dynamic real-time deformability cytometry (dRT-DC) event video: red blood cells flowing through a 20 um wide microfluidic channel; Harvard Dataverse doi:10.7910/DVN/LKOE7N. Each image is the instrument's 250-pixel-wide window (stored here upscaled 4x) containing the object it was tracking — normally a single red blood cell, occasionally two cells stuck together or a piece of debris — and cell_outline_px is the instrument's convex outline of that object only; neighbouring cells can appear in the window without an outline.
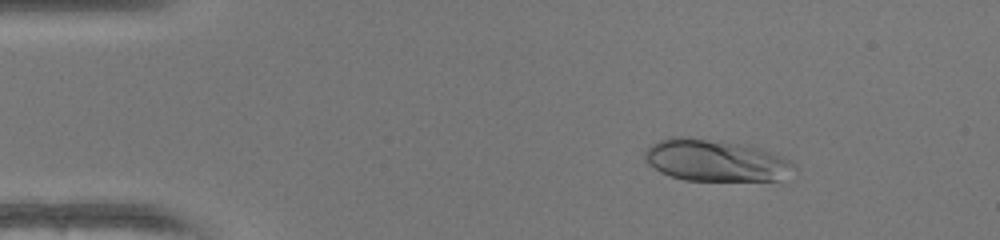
{"species": "human", "species_latin": "Homo sapiens", "temperature_condition": "warm", "stored_images_in_passage": 49, "camera_frame_rate_fps": 3000, "um_per_image_px": 0.085, "donor": {"sex": "female"}, "frame": {"image": 1, "passage_image": 7, "time_ms": 2.0, "image_size_px": [1000, 240], "cell_outline_px": [[796, 168], [780, 180], [684, 180], [660, 172], [648, 164], [644, 160], [644, 148], [660, 140], [672, 136], [688, 136], [720, 140], [760, 148], [772, 152], [792, 160], [796, 164]], "centroid_in_image_um": [60.8, 13.62], "position_along_channel_um": 24.2, "area_um2": 36.65}}
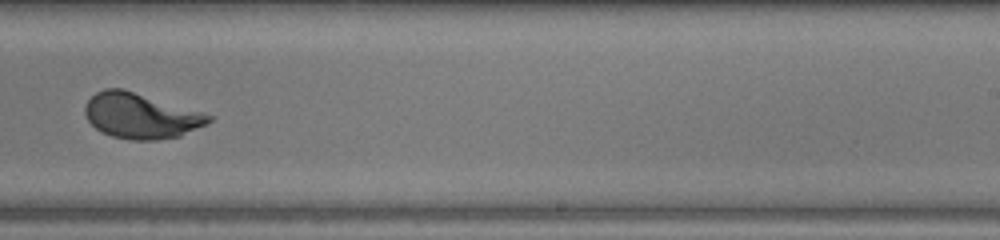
{"frame": {"image": 2, "passage_image": 31, "time_ms": 10.0, "image_size_px": [1000, 240], "cell_outline_px": [[212, 120], [180, 136], [156, 140], [132, 140], [112, 136], [96, 128], [88, 120], [84, 112], [84, 108], [88, 100], [96, 92], [104, 88], [120, 88], [200, 112], [212, 116]], "centroid_in_image_um": [11.91, 9.85], "position_along_channel_um": 277.1, "area_um2": 31.91}}
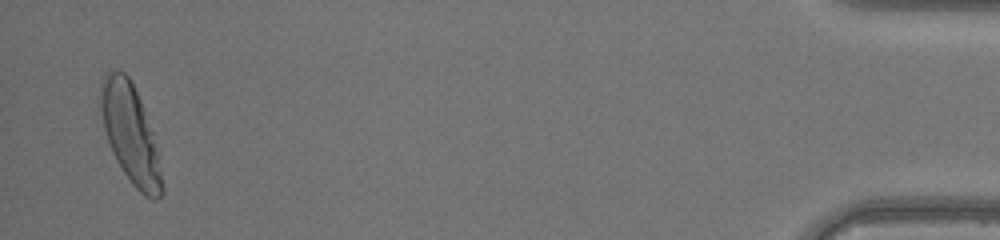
{"frame": {"image": 3, "passage_image": 48, "time_ms": 15.667, "image_size_px": [1000, 240], "cell_outline_px": [[164, 192], [156, 200], [152, 200], [144, 196], [132, 184], [116, 160], [112, 152], [104, 128], [100, 108], [100, 80], [108, 72], [124, 72], [128, 76], [140, 100], [160, 148], [164, 188]], "centroid_in_image_um": [11.14, 11.45], "position_along_channel_um": 424.1, "area_um2": 35.66}, "authors_computed_cell_mechanics": {"area_um2": 32.946, "velocity_mm_per_s": 4.165, "shape_relaxation_time_tau1_ms": 2.9229, "shape_relaxation_time_tau2_ms": null, "deformation_change_tau1": 0.1737, "deformation_change_tau2": null}}